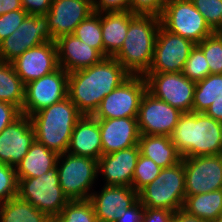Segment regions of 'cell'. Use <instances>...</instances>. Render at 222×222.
Wrapping results in <instances>:
<instances>
[{
    "label": "cell",
    "instance_id": "1",
    "mask_svg": "<svg viewBox=\"0 0 222 222\" xmlns=\"http://www.w3.org/2000/svg\"><path fill=\"white\" fill-rule=\"evenodd\" d=\"M130 76L115 58H103L93 66L69 73L68 97L82 115L92 116L103 98Z\"/></svg>",
    "mask_w": 222,
    "mask_h": 222
},
{
    "label": "cell",
    "instance_id": "2",
    "mask_svg": "<svg viewBox=\"0 0 222 222\" xmlns=\"http://www.w3.org/2000/svg\"><path fill=\"white\" fill-rule=\"evenodd\" d=\"M170 139L182 158L222 154V122L204 112L183 113Z\"/></svg>",
    "mask_w": 222,
    "mask_h": 222
},
{
    "label": "cell",
    "instance_id": "3",
    "mask_svg": "<svg viewBox=\"0 0 222 222\" xmlns=\"http://www.w3.org/2000/svg\"><path fill=\"white\" fill-rule=\"evenodd\" d=\"M161 19L155 15L133 14L121 49L113 56L131 75L144 76L153 60Z\"/></svg>",
    "mask_w": 222,
    "mask_h": 222
},
{
    "label": "cell",
    "instance_id": "4",
    "mask_svg": "<svg viewBox=\"0 0 222 222\" xmlns=\"http://www.w3.org/2000/svg\"><path fill=\"white\" fill-rule=\"evenodd\" d=\"M82 116L69 97L41 109L30 116L36 141L58 155L66 153L75 124Z\"/></svg>",
    "mask_w": 222,
    "mask_h": 222
},
{
    "label": "cell",
    "instance_id": "5",
    "mask_svg": "<svg viewBox=\"0 0 222 222\" xmlns=\"http://www.w3.org/2000/svg\"><path fill=\"white\" fill-rule=\"evenodd\" d=\"M185 196L183 161L161 169L160 174L139 192V200L144 207L172 212L182 209Z\"/></svg>",
    "mask_w": 222,
    "mask_h": 222
},
{
    "label": "cell",
    "instance_id": "6",
    "mask_svg": "<svg viewBox=\"0 0 222 222\" xmlns=\"http://www.w3.org/2000/svg\"><path fill=\"white\" fill-rule=\"evenodd\" d=\"M56 166L59 184L68 199L88 200L98 180V160L66 152L59 155Z\"/></svg>",
    "mask_w": 222,
    "mask_h": 222
},
{
    "label": "cell",
    "instance_id": "7",
    "mask_svg": "<svg viewBox=\"0 0 222 222\" xmlns=\"http://www.w3.org/2000/svg\"><path fill=\"white\" fill-rule=\"evenodd\" d=\"M17 196L50 218L59 215L70 201L59 184L57 166L40 177L20 179Z\"/></svg>",
    "mask_w": 222,
    "mask_h": 222
},
{
    "label": "cell",
    "instance_id": "8",
    "mask_svg": "<svg viewBox=\"0 0 222 222\" xmlns=\"http://www.w3.org/2000/svg\"><path fill=\"white\" fill-rule=\"evenodd\" d=\"M161 25L173 34L200 43L214 31L191 0H167L160 16Z\"/></svg>",
    "mask_w": 222,
    "mask_h": 222
},
{
    "label": "cell",
    "instance_id": "9",
    "mask_svg": "<svg viewBox=\"0 0 222 222\" xmlns=\"http://www.w3.org/2000/svg\"><path fill=\"white\" fill-rule=\"evenodd\" d=\"M146 91L145 77L131 75L103 98L92 116L95 119L137 118L140 102Z\"/></svg>",
    "mask_w": 222,
    "mask_h": 222
},
{
    "label": "cell",
    "instance_id": "10",
    "mask_svg": "<svg viewBox=\"0 0 222 222\" xmlns=\"http://www.w3.org/2000/svg\"><path fill=\"white\" fill-rule=\"evenodd\" d=\"M147 91L183 113L192 112L196 82L183 73H146Z\"/></svg>",
    "mask_w": 222,
    "mask_h": 222
},
{
    "label": "cell",
    "instance_id": "11",
    "mask_svg": "<svg viewBox=\"0 0 222 222\" xmlns=\"http://www.w3.org/2000/svg\"><path fill=\"white\" fill-rule=\"evenodd\" d=\"M52 41L47 14L28 15L17 30L0 42V61L11 63L26 50Z\"/></svg>",
    "mask_w": 222,
    "mask_h": 222
},
{
    "label": "cell",
    "instance_id": "12",
    "mask_svg": "<svg viewBox=\"0 0 222 222\" xmlns=\"http://www.w3.org/2000/svg\"><path fill=\"white\" fill-rule=\"evenodd\" d=\"M68 75L63 68L25 85L22 114L31 116L68 97Z\"/></svg>",
    "mask_w": 222,
    "mask_h": 222
},
{
    "label": "cell",
    "instance_id": "13",
    "mask_svg": "<svg viewBox=\"0 0 222 222\" xmlns=\"http://www.w3.org/2000/svg\"><path fill=\"white\" fill-rule=\"evenodd\" d=\"M195 45L191 40L173 34L161 25L155 41L152 64L147 73H182Z\"/></svg>",
    "mask_w": 222,
    "mask_h": 222
},
{
    "label": "cell",
    "instance_id": "14",
    "mask_svg": "<svg viewBox=\"0 0 222 222\" xmlns=\"http://www.w3.org/2000/svg\"><path fill=\"white\" fill-rule=\"evenodd\" d=\"M186 195L222 189V154L182 158Z\"/></svg>",
    "mask_w": 222,
    "mask_h": 222
},
{
    "label": "cell",
    "instance_id": "15",
    "mask_svg": "<svg viewBox=\"0 0 222 222\" xmlns=\"http://www.w3.org/2000/svg\"><path fill=\"white\" fill-rule=\"evenodd\" d=\"M182 114L179 109L146 91L137 115L139 132L144 135L170 136Z\"/></svg>",
    "mask_w": 222,
    "mask_h": 222
},
{
    "label": "cell",
    "instance_id": "16",
    "mask_svg": "<svg viewBox=\"0 0 222 222\" xmlns=\"http://www.w3.org/2000/svg\"><path fill=\"white\" fill-rule=\"evenodd\" d=\"M35 140L32 120L22 114L0 133V163L16 167Z\"/></svg>",
    "mask_w": 222,
    "mask_h": 222
},
{
    "label": "cell",
    "instance_id": "17",
    "mask_svg": "<svg viewBox=\"0 0 222 222\" xmlns=\"http://www.w3.org/2000/svg\"><path fill=\"white\" fill-rule=\"evenodd\" d=\"M11 63L24 85L39 79L59 67L56 42L49 41L32 47Z\"/></svg>",
    "mask_w": 222,
    "mask_h": 222
},
{
    "label": "cell",
    "instance_id": "18",
    "mask_svg": "<svg viewBox=\"0 0 222 222\" xmlns=\"http://www.w3.org/2000/svg\"><path fill=\"white\" fill-rule=\"evenodd\" d=\"M93 12L92 0H52L50 10L46 13L52 41L72 34Z\"/></svg>",
    "mask_w": 222,
    "mask_h": 222
},
{
    "label": "cell",
    "instance_id": "19",
    "mask_svg": "<svg viewBox=\"0 0 222 222\" xmlns=\"http://www.w3.org/2000/svg\"><path fill=\"white\" fill-rule=\"evenodd\" d=\"M100 191L92 192L89 198L98 222H115L139 200V193L132 187L103 186Z\"/></svg>",
    "mask_w": 222,
    "mask_h": 222
},
{
    "label": "cell",
    "instance_id": "20",
    "mask_svg": "<svg viewBox=\"0 0 222 222\" xmlns=\"http://www.w3.org/2000/svg\"><path fill=\"white\" fill-rule=\"evenodd\" d=\"M140 155L138 145L122 149L98 159V174L104 178V186L132 187L133 175Z\"/></svg>",
    "mask_w": 222,
    "mask_h": 222
},
{
    "label": "cell",
    "instance_id": "21",
    "mask_svg": "<svg viewBox=\"0 0 222 222\" xmlns=\"http://www.w3.org/2000/svg\"><path fill=\"white\" fill-rule=\"evenodd\" d=\"M98 123L103 155L138 145L140 132L137 118L98 119Z\"/></svg>",
    "mask_w": 222,
    "mask_h": 222
},
{
    "label": "cell",
    "instance_id": "22",
    "mask_svg": "<svg viewBox=\"0 0 222 222\" xmlns=\"http://www.w3.org/2000/svg\"><path fill=\"white\" fill-rule=\"evenodd\" d=\"M58 64L68 73L93 66L104 57L73 34L64 35L55 40Z\"/></svg>",
    "mask_w": 222,
    "mask_h": 222
},
{
    "label": "cell",
    "instance_id": "23",
    "mask_svg": "<svg viewBox=\"0 0 222 222\" xmlns=\"http://www.w3.org/2000/svg\"><path fill=\"white\" fill-rule=\"evenodd\" d=\"M67 152L95 160L103 155L98 119L90 115H83L76 122Z\"/></svg>",
    "mask_w": 222,
    "mask_h": 222
},
{
    "label": "cell",
    "instance_id": "24",
    "mask_svg": "<svg viewBox=\"0 0 222 222\" xmlns=\"http://www.w3.org/2000/svg\"><path fill=\"white\" fill-rule=\"evenodd\" d=\"M131 11L101 13L104 58L113 57L122 47L128 32Z\"/></svg>",
    "mask_w": 222,
    "mask_h": 222
},
{
    "label": "cell",
    "instance_id": "25",
    "mask_svg": "<svg viewBox=\"0 0 222 222\" xmlns=\"http://www.w3.org/2000/svg\"><path fill=\"white\" fill-rule=\"evenodd\" d=\"M138 147L141 155L152 159L162 169L182 161V156L170 136L140 134Z\"/></svg>",
    "mask_w": 222,
    "mask_h": 222
},
{
    "label": "cell",
    "instance_id": "26",
    "mask_svg": "<svg viewBox=\"0 0 222 222\" xmlns=\"http://www.w3.org/2000/svg\"><path fill=\"white\" fill-rule=\"evenodd\" d=\"M59 155L36 140L31 145L28 153L15 167L17 180L31 177H40L49 169L57 165Z\"/></svg>",
    "mask_w": 222,
    "mask_h": 222
},
{
    "label": "cell",
    "instance_id": "27",
    "mask_svg": "<svg viewBox=\"0 0 222 222\" xmlns=\"http://www.w3.org/2000/svg\"><path fill=\"white\" fill-rule=\"evenodd\" d=\"M182 210L207 222H213L222 213V189L186 195Z\"/></svg>",
    "mask_w": 222,
    "mask_h": 222
},
{
    "label": "cell",
    "instance_id": "28",
    "mask_svg": "<svg viewBox=\"0 0 222 222\" xmlns=\"http://www.w3.org/2000/svg\"><path fill=\"white\" fill-rule=\"evenodd\" d=\"M0 222H51V218L17 196L0 203Z\"/></svg>",
    "mask_w": 222,
    "mask_h": 222
},
{
    "label": "cell",
    "instance_id": "29",
    "mask_svg": "<svg viewBox=\"0 0 222 222\" xmlns=\"http://www.w3.org/2000/svg\"><path fill=\"white\" fill-rule=\"evenodd\" d=\"M25 85L16 74L12 63L0 61V101L13 104L22 110Z\"/></svg>",
    "mask_w": 222,
    "mask_h": 222
},
{
    "label": "cell",
    "instance_id": "30",
    "mask_svg": "<svg viewBox=\"0 0 222 222\" xmlns=\"http://www.w3.org/2000/svg\"><path fill=\"white\" fill-rule=\"evenodd\" d=\"M222 98V74H209L196 82L192 112H205L214 102Z\"/></svg>",
    "mask_w": 222,
    "mask_h": 222
},
{
    "label": "cell",
    "instance_id": "31",
    "mask_svg": "<svg viewBox=\"0 0 222 222\" xmlns=\"http://www.w3.org/2000/svg\"><path fill=\"white\" fill-rule=\"evenodd\" d=\"M75 37L96 49L104 57L101 13L93 12L83 20L72 33Z\"/></svg>",
    "mask_w": 222,
    "mask_h": 222
},
{
    "label": "cell",
    "instance_id": "32",
    "mask_svg": "<svg viewBox=\"0 0 222 222\" xmlns=\"http://www.w3.org/2000/svg\"><path fill=\"white\" fill-rule=\"evenodd\" d=\"M51 222H98L92 202L88 200H70L59 215Z\"/></svg>",
    "mask_w": 222,
    "mask_h": 222
},
{
    "label": "cell",
    "instance_id": "33",
    "mask_svg": "<svg viewBox=\"0 0 222 222\" xmlns=\"http://www.w3.org/2000/svg\"><path fill=\"white\" fill-rule=\"evenodd\" d=\"M196 45L203 51L210 74H222V37L213 32Z\"/></svg>",
    "mask_w": 222,
    "mask_h": 222
},
{
    "label": "cell",
    "instance_id": "34",
    "mask_svg": "<svg viewBox=\"0 0 222 222\" xmlns=\"http://www.w3.org/2000/svg\"><path fill=\"white\" fill-rule=\"evenodd\" d=\"M161 169L152 159L140 154L133 175L132 188L139 193L160 174Z\"/></svg>",
    "mask_w": 222,
    "mask_h": 222
},
{
    "label": "cell",
    "instance_id": "35",
    "mask_svg": "<svg viewBox=\"0 0 222 222\" xmlns=\"http://www.w3.org/2000/svg\"><path fill=\"white\" fill-rule=\"evenodd\" d=\"M182 73L194 82L203 80L210 74L208 62L197 45L191 49Z\"/></svg>",
    "mask_w": 222,
    "mask_h": 222
},
{
    "label": "cell",
    "instance_id": "36",
    "mask_svg": "<svg viewBox=\"0 0 222 222\" xmlns=\"http://www.w3.org/2000/svg\"><path fill=\"white\" fill-rule=\"evenodd\" d=\"M214 31L222 28V0H191Z\"/></svg>",
    "mask_w": 222,
    "mask_h": 222
},
{
    "label": "cell",
    "instance_id": "37",
    "mask_svg": "<svg viewBox=\"0 0 222 222\" xmlns=\"http://www.w3.org/2000/svg\"><path fill=\"white\" fill-rule=\"evenodd\" d=\"M18 195L16 168L0 163V203Z\"/></svg>",
    "mask_w": 222,
    "mask_h": 222
},
{
    "label": "cell",
    "instance_id": "38",
    "mask_svg": "<svg viewBox=\"0 0 222 222\" xmlns=\"http://www.w3.org/2000/svg\"><path fill=\"white\" fill-rule=\"evenodd\" d=\"M29 14L24 10H15L0 16V42L14 33Z\"/></svg>",
    "mask_w": 222,
    "mask_h": 222
},
{
    "label": "cell",
    "instance_id": "39",
    "mask_svg": "<svg viewBox=\"0 0 222 222\" xmlns=\"http://www.w3.org/2000/svg\"><path fill=\"white\" fill-rule=\"evenodd\" d=\"M167 0H130L129 11L133 14L155 15L160 17Z\"/></svg>",
    "mask_w": 222,
    "mask_h": 222
},
{
    "label": "cell",
    "instance_id": "40",
    "mask_svg": "<svg viewBox=\"0 0 222 222\" xmlns=\"http://www.w3.org/2000/svg\"><path fill=\"white\" fill-rule=\"evenodd\" d=\"M93 11L98 13L129 11L130 0H92Z\"/></svg>",
    "mask_w": 222,
    "mask_h": 222
},
{
    "label": "cell",
    "instance_id": "41",
    "mask_svg": "<svg viewBox=\"0 0 222 222\" xmlns=\"http://www.w3.org/2000/svg\"><path fill=\"white\" fill-rule=\"evenodd\" d=\"M22 115V111L17 106L0 101V133L11 123Z\"/></svg>",
    "mask_w": 222,
    "mask_h": 222
},
{
    "label": "cell",
    "instance_id": "42",
    "mask_svg": "<svg viewBox=\"0 0 222 222\" xmlns=\"http://www.w3.org/2000/svg\"><path fill=\"white\" fill-rule=\"evenodd\" d=\"M173 215L170 210L145 207L142 222H173Z\"/></svg>",
    "mask_w": 222,
    "mask_h": 222
},
{
    "label": "cell",
    "instance_id": "43",
    "mask_svg": "<svg viewBox=\"0 0 222 222\" xmlns=\"http://www.w3.org/2000/svg\"><path fill=\"white\" fill-rule=\"evenodd\" d=\"M23 9L29 14H46L50 10L52 0H21Z\"/></svg>",
    "mask_w": 222,
    "mask_h": 222
},
{
    "label": "cell",
    "instance_id": "44",
    "mask_svg": "<svg viewBox=\"0 0 222 222\" xmlns=\"http://www.w3.org/2000/svg\"><path fill=\"white\" fill-rule=\"evenodd\" d=\"M145 207L138 200L133 206L127 208L122 214L123 216L117 219L115 222H142Z\"/></svg>",
    "mask_w": 222,
    "mask_h": 222
},
{
    "label": "cell",
    "instance_id": "45",
    "mask_svg": "<svg viewBox=\"0 0 222 222\" xmlns=\"http://www.w3.org/2000/svg\"><path fill=\"white\" fill-rule=\"evenodd\" d=\"M207 116L222 122V98L214 101L204 112Z\"/></svg>",
    "mask_w": 222,
    "mask_h": 222
},
{
    "label": "cell",
    "instance_id": "46",
    "mask_svg": "<svg viewBox=\"0 0 222 222\" xmlns=\"http://www.w3.org/2000/svg\"><path fill=\"white\" fill-rule=\"evenodd\" d=\"M20 9H23L21 0H0V16Z\"/></svg>",
    "mask_w": 222,
    "mask_h": 222
},
{
    "label": "cell",
    "instance_id": "47",
    "mask_svg": "<svg viewBox=\"0 0 222 222\" xmlns=\"http://www.w3.org/2000/svg\"><path fill=\"white\" fill-rule=\"evenodd\" d=\"M173 222H207L196 216L189 215L184 210L180 209L174 212Z\"/></svg>",
    "mask_w": 222,
    "mask_h": 222
},
{
    "label": "cell",
    "instance_id": "48",
    "mask_svg": "<svg viewBox=\"0 0 222 222\" xmlns=\"http://www.w3.org/2000/svg\"><path fill=\"white\" fill-rule=\"evenodd\" d=\"M213 222H222V213Z\"/></svg>",
    "mask_w": 222,
    "mask_h": 222
},
{
    "label": "cell",
    "instance_id": "49",
    "mask_svg": "<svg viewBox=\"0 0 222 222\" xmlns=\"http://www.w3.org/2000/svg\"><path fill=\"white\" fill-rule=\"evenodd\" d=\"M222 37V28L216 31Z\"/></svg>",
    "mask_w": 222,
    "mask_h": 222
}]
</instances>
